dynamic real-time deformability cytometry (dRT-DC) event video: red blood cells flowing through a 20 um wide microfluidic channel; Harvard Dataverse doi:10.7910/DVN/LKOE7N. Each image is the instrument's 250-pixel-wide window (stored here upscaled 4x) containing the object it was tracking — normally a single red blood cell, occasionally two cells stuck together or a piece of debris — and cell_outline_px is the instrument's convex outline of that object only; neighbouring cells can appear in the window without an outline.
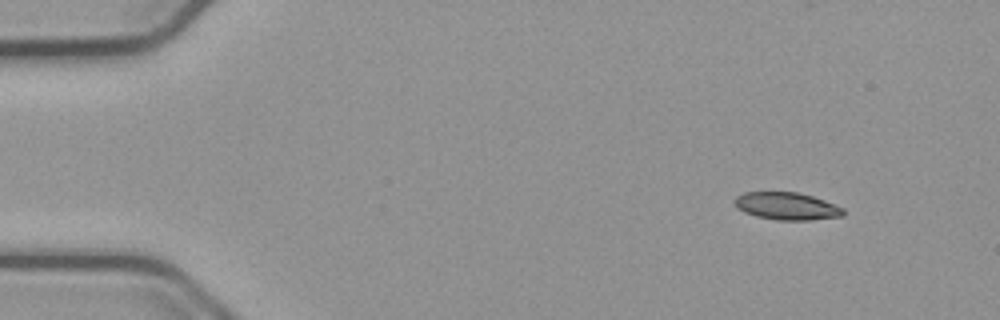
{"species": "common noctule bat (a hibernating species)", "species_latin": "Nyctalus noctula", "temperature_condition": "cold", "stored_images_in_passage": 52, "camera_frame_rate_fps": 3000, "um_per_image_px": 0.085, "animal": {"sex": "male", "body_mass_g": 23.1, "forearm_length_mm": 52.7}, "frame": {"image": 1, "passage_image": 3, "time_ms": 0.667, "image_size_px": [1000, 320], "cell_outline_px": [[844, 216], [812, 220], [776, 220], [756, 216], [744, 212], [736, 208], [732, 200], [736, 196], [744, 192], [796, 192], [812, 196], [824, 200], [844, 208]], "centroid_in_image_um": [66.85, 17.52], "position_along_channel_um": 18.2, "area_um2": 17.57}}
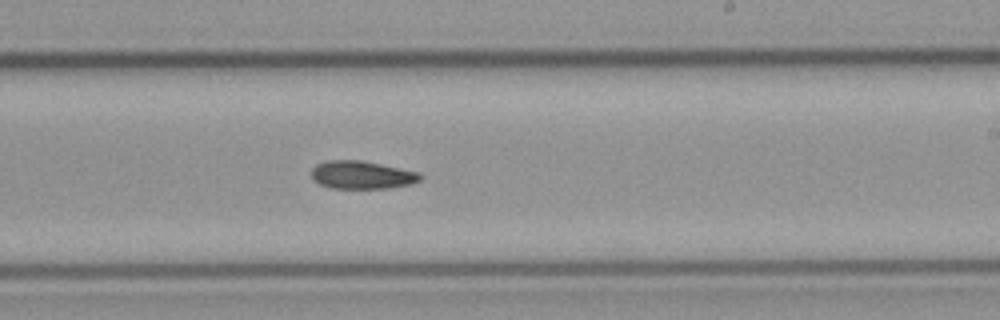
{"frame": {"image": 2, "passage_image": 30, "time_ms": 9.667, "image_size_px": [1000, 320], "cell_outline_px": [[424, 176], [420, 180], [412, 184], [388, 188], [332, 188], [320, 184], [312, 180], [312, 168], [316, 164], [328, 160], [360, 160], [420, 172]], "centroid_in_image_um": [30.77, 14.87], "position_along_channel_um": 258.2, "area_um2": 17.8}}
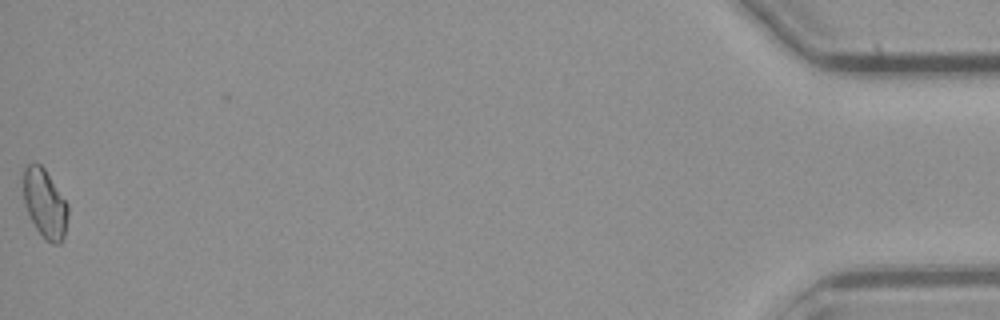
{"frame": {"image": 3, "passage_image": 52, "time_ms": 17.0, "image_size_px": [1000, 320], "cell_outline_px": [[68, 212], [64, 236], [60, 244], [52, 244], [44, 240], [36, 228], [24, 204], [24, 168], [28, 164], [40, 164], [44, 168], [68, 204]], "centroid_in_image_um": [3.82, 17.34], "position_along_channel_um": 431.4, "area_um2": 17.69}}